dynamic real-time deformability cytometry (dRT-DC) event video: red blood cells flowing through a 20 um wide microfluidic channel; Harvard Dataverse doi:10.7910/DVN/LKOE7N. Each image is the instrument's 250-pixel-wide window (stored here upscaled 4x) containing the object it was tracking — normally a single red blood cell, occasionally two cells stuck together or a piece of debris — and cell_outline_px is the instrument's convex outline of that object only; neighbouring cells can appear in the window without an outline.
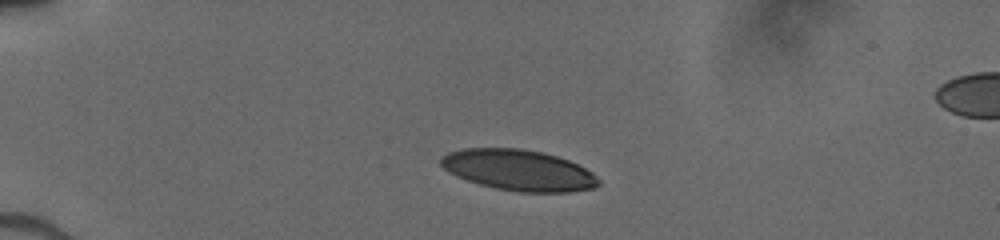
{"species": "human", "species_latin": "Homo sapiens", "temperature_condition": "cold", "stored_images_in_passage": 39, "camera_frame_rate_fps": 3000, "um_per_image_px": 0.085, "donor": {"sex": "male"}, "frame": {"image": 1, "passage_image": 1, "time_ms": 0.0, "image_size_px": [1000, 240], "cell_outline_px": [[600, 184], [596, 188], [568, 192], [520, 192], [496, 188], [480, 184], [456, 176], [448, 172], [440, 164], [440, 156], [448, 152], [464, 148], [520, 148], [544, 152], [568, 160], [592, 172], [600, 180]], "centroid_in_image_um": [44.07, 14.46], "position_along_channel_um": 40.9, "area_um2": 37.69}}
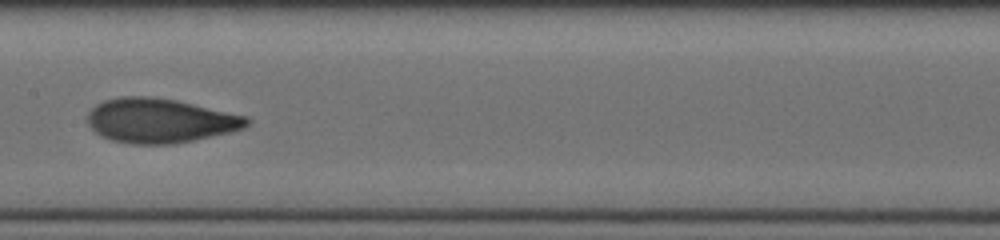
{"frame": {"image": 2, "passage_image": 16, "time_ms": 5.0, "image_size_px": [1000, 240], "cell_outline_px": [[252, 120], [244, 128], [232, 132], [176, 144], [132, 144], [112, 140], [100, 136], [88, 124], [88, 112], [96, 104], [104, 100], [120, 96], [148, 96], [176, 100], [248, 116]], "centroid_in_image_um": [13.62, 10.25], "position_along_channel_um": 193.8, "area_um2": 41.5}}
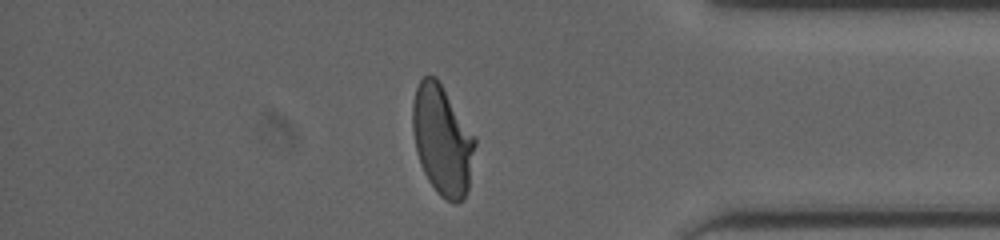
{"frame": {"image": 3, "passage_image": 32, "time_ms": 10.333, "image_size_px": [1000, 240], "cell_outline_px": [[476, 144], [468, 192], [456, 204], [440, 196], [428, 180], [420, 164], [416, 152], [412, 128], [412, 104], [416, 88], [420, 80], [424, 76], [436, 76], [476, 136]], "centroid_in_image_um": [37.6, 11.9], "position_along_channel_um": 397.6, "area_um2": 40.17}}